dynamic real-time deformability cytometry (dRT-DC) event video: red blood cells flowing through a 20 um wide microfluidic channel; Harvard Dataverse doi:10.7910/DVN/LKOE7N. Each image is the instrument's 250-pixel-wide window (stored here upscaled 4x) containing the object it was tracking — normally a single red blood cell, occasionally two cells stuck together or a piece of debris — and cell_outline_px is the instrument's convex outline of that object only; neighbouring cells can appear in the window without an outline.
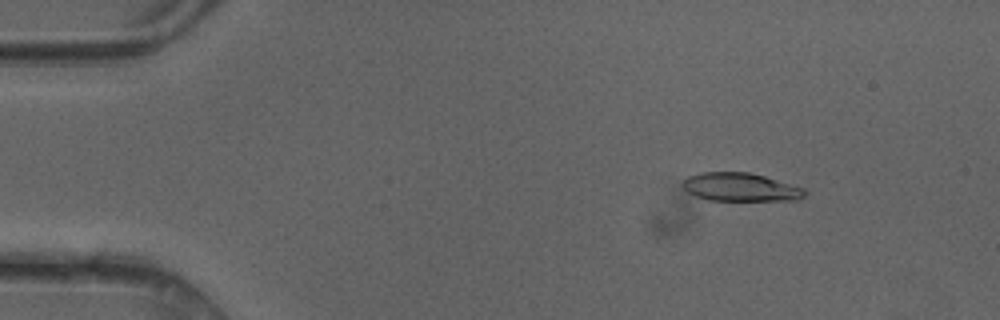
{"species": "common noctule bat (a hibernating species)", "species_latin": "Nyctalus noctula", "temperature_condition": "cold", "stored_images_in_passage": 48, "camera_frame_rate_fps": 3000, "um_per_image_px": 0.085, "animal": {"sex": "female"}, "frame": {"image": 1, "passage_image": 6, "time_ms": 1.667, "image_size_px": [1000, 320], "cell_outline_px": [[808, 192], [804, 196], [796, 200], [708, 200], [696, 196], [688, 192], [680, 184], [688, 176], [700, 172], [748, 172], [764, 176], [804, 188]], "centroid_in_image_um": [62.92, 15.9], "position_along_channel_um": 22.1, "area_um2": 20.11}}
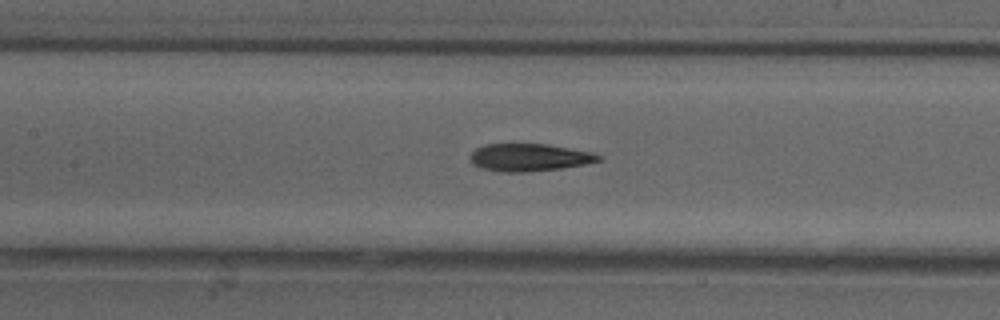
{"frame": {"image": 2, "passage_image": 22, "time_ms": 7.0, "image_size_px": [1000, 320], "cell_outline_px": [[600, 160], [584, 164], [560, 168], [524, 172], [500, 172], [480, 168], [472, 164], [468, 156], [476, 148], [484, 144], [548, 144], [592, 152], [600, 156]], "centroid_in_image_um": [44.91, 13.38], "position_along_channel_um": 162.5, "area_um2": 20.58}}
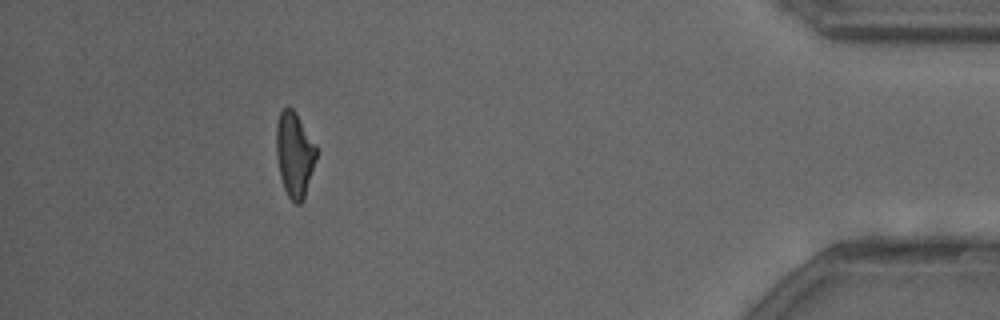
{"frame": {"image": 3, "passage_image": 44, "time_ms": 14.333, "image_size_px": [1000, 320], "cell_outline_px": [[316, 160], [304, 200], [300, 204], [296, 204], [288, 196], [284, 188], [280, 176], [276, 156], [276, 124], [280, 112], [288, 104], [296, 112], [316, 144]], "centroid_in_image_um": [25.03, 13.11], "position_along_channel_um": 410.2, "area_um2": 20.11}, "authors_computed_cell_mechanics": {"area_um2": 20.6057, "velocity_mm_per_s": 4.1802, "shape_relaxation_time_tau1_ms": 7.2712, "shape_relaxation_time_tau2_ms": 2.5744, "deformation_change_tau1": 0.2392, "deformation_change_tau2": 0.126}}